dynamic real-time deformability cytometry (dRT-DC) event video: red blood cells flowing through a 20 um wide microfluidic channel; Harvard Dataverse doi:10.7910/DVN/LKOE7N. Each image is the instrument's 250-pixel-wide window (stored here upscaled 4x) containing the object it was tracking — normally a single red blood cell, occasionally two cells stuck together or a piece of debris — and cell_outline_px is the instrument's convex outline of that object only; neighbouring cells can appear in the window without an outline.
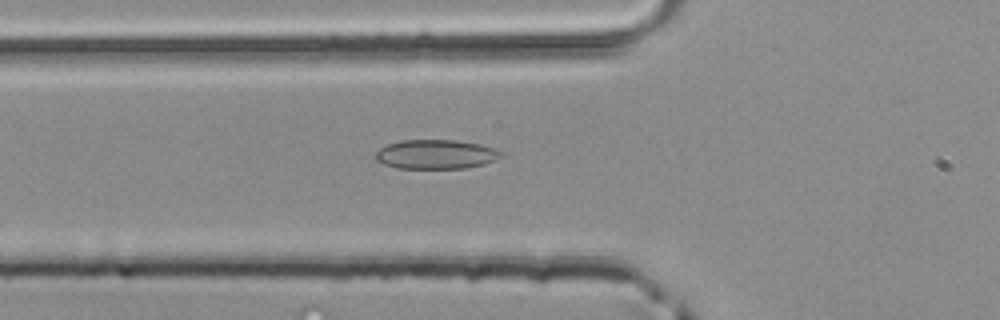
{"species": "common noctule bat (a hibernating species)", "species_latin": "Nyctalus noctula", "temperature_condition": "room temperature", "stored_images_in_passage": 37, "camera_frame_rate_fps": 3000, "um_per_image_px": 0.085, "animal": {"sex": "male", "body_mass_g": 20.4}, "frame": {"image": 1, "passage_image": 6, "time_ms": 1.667, "image_size_px": [1000, 320], "cell_outline_px": [[504, 152], [496, 160], [484, 164], [464, 168], [396, 168], [384, 164], [376, 160], [372, 156], [380, 148], [388, 144], [400, 140], [456, 140], [480, 144]], "centroid_in_image_um": [37.02, 13.11], "position_along_channel_um": 88.8, "area_um2": 21.44}}
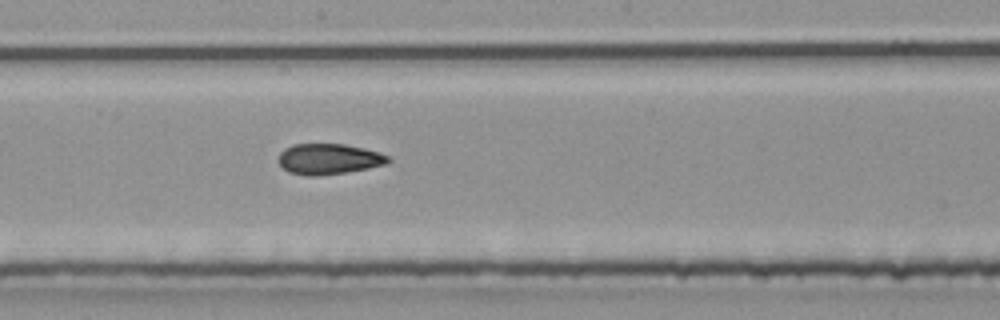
{"frame": {"image": 2, "passage_image": 15, "time_ms": 4.667, "image_size_px": [1000, 320], "cell_outline_px": [[392, 160], [388, 164], [368, 168], [344, 172], [312, 176], [308, 176], [288, 172], [276, 160], [280, 152], [284, 148], [292, 144], [344, 144], [364, 148], [380, 152], [388, 156]], "centroid_in_image_um": [27.94, 13.5], "position_along_channel_um": 220.3, "area_um2": 19.71}}
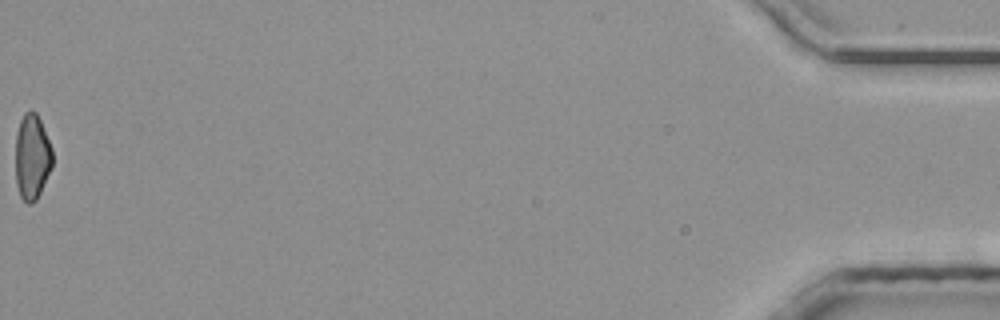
{"frame": {"image": 3, "passage_image": 37, "time_ms": 12.0, "image_size_px": [1000, 320], "cell_outline_px": [[52, 168], [36, 200], [32, 204], [28, 204], [20, 196], [16, 184], [16, 136], [20, 120], [24, 112], [36, 112], [40, 120], [52, 148]], "centroid_in_image_um": [2.72, 13.36], "position_along_channel_um": 432.5, "area_um2": 18.32}}